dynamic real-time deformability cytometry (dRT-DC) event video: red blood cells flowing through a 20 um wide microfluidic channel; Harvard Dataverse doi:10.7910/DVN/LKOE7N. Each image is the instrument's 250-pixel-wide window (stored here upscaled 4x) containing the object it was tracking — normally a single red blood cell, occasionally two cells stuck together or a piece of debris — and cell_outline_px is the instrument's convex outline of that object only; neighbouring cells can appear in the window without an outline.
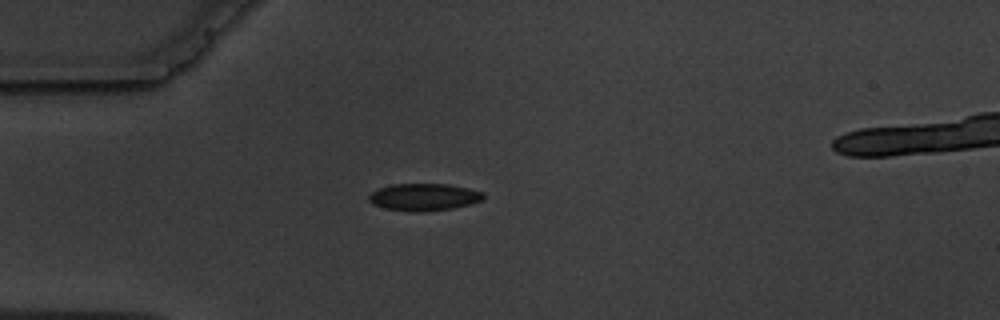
{"species": "common noctule bat (a hibernating species)", "species_latin": "Nyctalus noctula", "temperature_condition": "warm", "stored_images_in_passage": 1, "camera_frame_rate_fps": 3000, "um_per_image_px": 0.085, "animal": {"sex": "male", "body_mass_g": 19.5, "forearm_length_mm": 54.6}, "frame": {"image": 1, "passage_image": 1, "time_ms": 0.0, "image_size_px": [1000, 320], "cell_outline_px": [[484, 196], [480, 200], [468, 204], [452, 208], [424, 212], [412, 212], [384, 208], [372, 204], [368, 200], [368, 196], [372, 192], [380, 188], [392, 184], [448, 184], [468, 188], [484, 192]], "centroid_in_image_um": [36.0, 16.75], "position_along_channel_um": 49.0, "area_um2": 18.09}}